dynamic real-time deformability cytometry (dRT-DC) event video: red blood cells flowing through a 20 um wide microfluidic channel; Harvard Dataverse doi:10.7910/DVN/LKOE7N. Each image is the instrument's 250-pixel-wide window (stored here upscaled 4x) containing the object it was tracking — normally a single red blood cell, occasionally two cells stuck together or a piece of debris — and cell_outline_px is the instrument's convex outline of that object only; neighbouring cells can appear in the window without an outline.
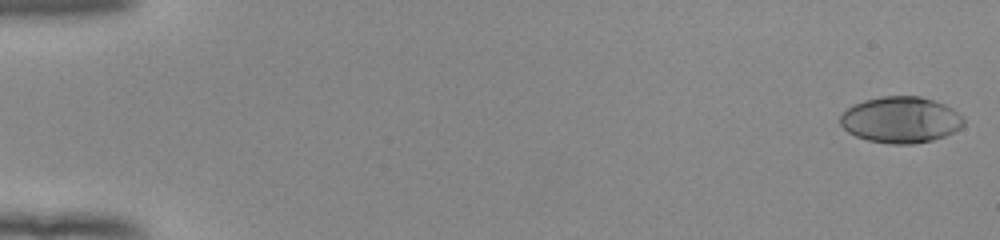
{"species": "human", "species_latin": "Homo sapiens", "temperature_condition": "room temperature", "stored_images_in_passage": 53, "camera_frame_rate_fps": 3000, "um_per_image_px": 0.085, "donor": {"sex": "female"}, "frame": {"image": 1, "passage_image": 1, "time_ms": 0.0, "image_size_px": [1000, 240], "cell_outline_px": [[964, 124], [960, 128], [944, 136], [932, 140], [912, 144], [892, 144], [868, 140], [856, 136], [848, 132], [840, 124], [840, 116], [848, 108], [864, 100], [880, 96], [920, 96], [944, 104], [952, 108], [964, 116]], "centroid_in_image_um": [76.57, 10.18], "position_along_channel_um": 8.4, "area_um2": 33.18}}
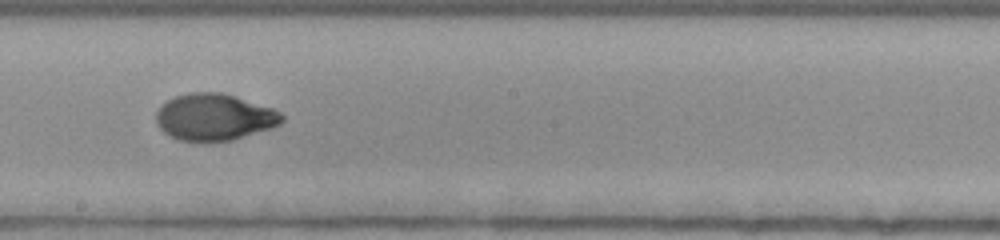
{"frame": {"image": 2, "passage_image": 31, "time_ms": 10.0, "image_size_px": [1000, 240], "cell_outline_px": [[284, 120], [280, 124], [272, 128], [232, 140], [208, 144], [204, 144], [180, 140], [168, 136], [156, 124], [156, 112], [160, 104], [176, 96], [192, 92], [220, 92], [236, 96], [272, 108], [280, 112], [284, 116]], "centroid_in_image_um": [18.2, 9.99], "position_along_channel_um": 230.0, "area_um2": 34.97}}
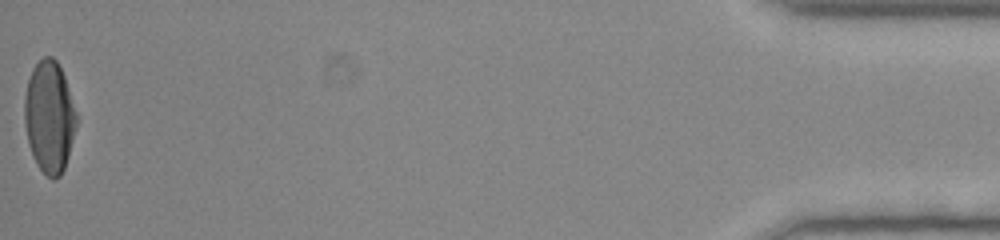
{"frame": {"image": 3, "passage_image": 53, "time_ms": 17.333, "image_size_px": [1000, 240], "cell_outline_px": [[76, 128], [68, 156], [64, 168], [60, 176], [52, 180], [36, 164], [32, 156], [28, 144], [24, 124], [24, 96], [28, 80], [32, 68], [44, 56], [52, 56], [56, 60], [64, 76], [76, 112]], "centroid_in_image_um": [4.17, 9.94], "position_along_channel_um": 431.0, "area_um2": 33.81}, "authors_computed_cell_mechanics": {"area_um2": 33.5818, "velocity_mm_per_s": 3.9631, "shape_relaxation_time_tau1_ms": 4.9587, "shape_relaxation_time_tau2_ms": 0.9997, "deformation_change_tau1": 0.2243, "deformation_change_tau2": 0.039}}